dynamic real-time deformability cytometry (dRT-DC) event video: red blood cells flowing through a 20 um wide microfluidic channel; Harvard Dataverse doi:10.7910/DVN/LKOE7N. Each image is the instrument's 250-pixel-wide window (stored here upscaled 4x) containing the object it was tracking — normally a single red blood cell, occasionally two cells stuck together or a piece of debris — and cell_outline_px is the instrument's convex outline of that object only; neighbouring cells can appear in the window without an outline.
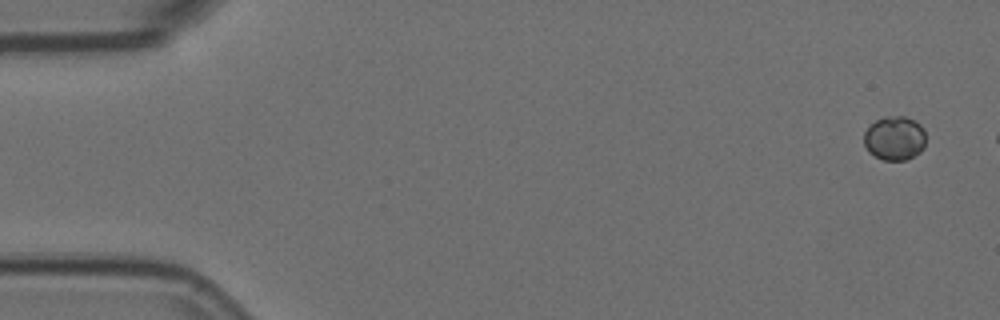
{"species": "Egyptian fruit bat (a non-hibernating species)", "species_latin": "Rousettus aegyptiacus", "temperature_condition": "room temperature", "stored_images_in_passage": 5, "camera_frame_rate_fps": 3000, "um_per_image_px": 0.085, "animal": {"sex": "female"}, "frame": {"image": 1, "passage_image": 1, "time_ms": 0.0, "image_size_px": [1000, 320], "cell_outline_px": [[924, 148], [920, 152], [904, 160], [884, 160], [868, 152], [864, 144], [864, 132], [876, 120], [884, 116], [904, 116], [916, 120], [924, 128]], "centroid_in_image_um": [76.04, 11.73], "position_along_channel_um": 9.0, "area_um2": 15.9}}